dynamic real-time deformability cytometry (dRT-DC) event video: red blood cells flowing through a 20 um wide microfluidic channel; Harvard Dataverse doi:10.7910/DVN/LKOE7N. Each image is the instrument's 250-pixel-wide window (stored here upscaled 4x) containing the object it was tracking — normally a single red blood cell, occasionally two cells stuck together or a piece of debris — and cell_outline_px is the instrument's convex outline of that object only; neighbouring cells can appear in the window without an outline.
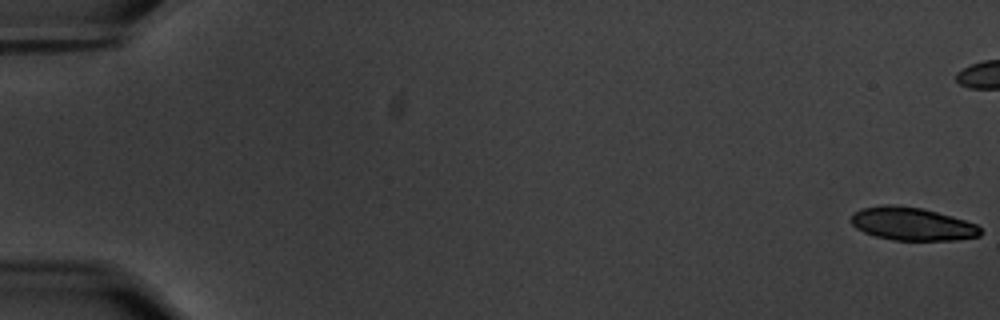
{"species": "common noctule bat (a hibernating species)", "species_latin": "Nyctalus noctula", "temperature_condition": "warm", "stored_images_in_passage": 33, "camera_frame_rate_fps": 3000, "um_per_image_px": 0.085, "animal": {"sex": "male", "body_mass_g": 20.1, "forearm_length_mm": 53.5}, "frame": {"image": 1, "passage_image": 1, "time_ms": 0.0, "image_size_px": [1000, 320], "cell_outline_px": [[984, 232], [980, 236], [956, 240], [892, 240], [876, 236], [864, 232], [856, 228], [852, 224], [852, 212], [864, 208], [884, 204], [896, 204], [920, 208], [952, 216], [976, 224]], "centroid_in_image_um": [77.54, 19.03], "position_along_channel_um": 7.5, "area_um2": 24.91}}